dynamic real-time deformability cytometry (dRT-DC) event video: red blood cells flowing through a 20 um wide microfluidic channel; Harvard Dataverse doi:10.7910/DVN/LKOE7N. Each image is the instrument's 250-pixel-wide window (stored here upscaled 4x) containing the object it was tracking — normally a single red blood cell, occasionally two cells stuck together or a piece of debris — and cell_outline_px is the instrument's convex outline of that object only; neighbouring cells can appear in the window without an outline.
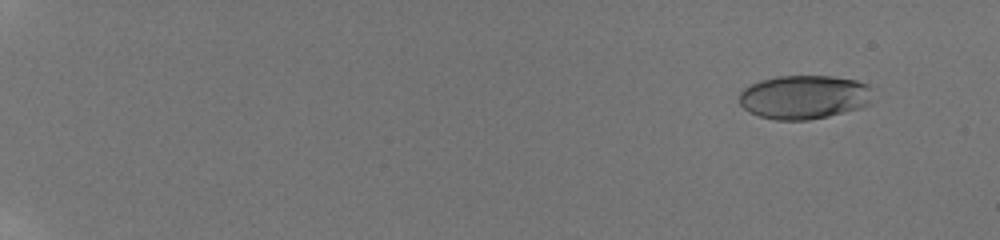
{"species": "human", "species_latin": "Homo sapiens", "temperature_condition": "room temperature", "stored_images_in_passage": 49, "camera_frame_rate_fps": 3000, "um_per_image_px": 0.085, "donor": {"sex": "male"}, "frame": {"image": 1, "passage_image": 6, "time_ms": 2.0, "image_size_px": [1000, 240], "cell_outline_px": [[872, 88], [868, 104], [860, 108], [828, 116], [808, 120], [776, 120], [760, 116], [748, 112], [740, 104], [740, 92], [744, 88], [760, 80], [776, 76], [832, 76], [856, 80], [868, 84]], "centroid_in_image_um": [68.34, 8.25], "position_along_channel_um": 16.7, "area_um2": 34.16}}
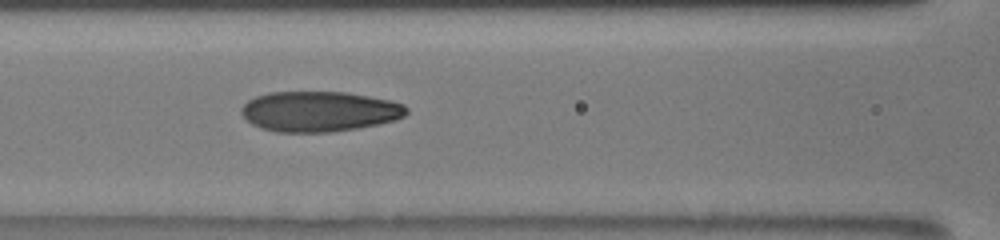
{"frame": {"image": 2, "passage_image": 28, "time_ms": 10.333, "image_size_px": [1000, 240], "cell_outline_px": [[408, 112], [404, 116], [396, 120], [380, 124], [332, 132], [276, 132], [260, 128], [252, 124], [240, 112], [240, 108], [248, 100], [256, 96], [268, 92], [348, 92], [392, 100], [404, 104], [408, 108]], "centroid_in_image_um": [27.16, 9.47], "position_along_channel_um": 139.4, "area_um2": 39.13}}
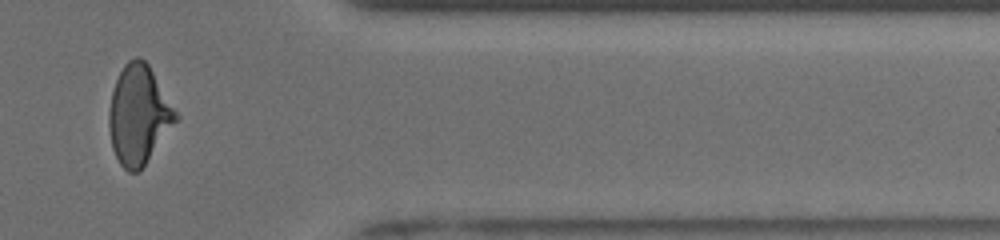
{"frame": {"image": 3, "passage_image": 44, "time_ms": 17.333, "image_size_px": [1000, 240], "cell_outline_px": [[180, 120], [144, 164], [136, 172], [128, 172], [120, 164], [112, 148], [108, 124], [108, 112], [112, 92], [116, 80], [124, 64], [128, 60], [136, 56], [140, 56], [148, 64], [180, 116]], "centroid_in_image_um": [11.8, 9.75], "position_along_channel_um": 399.6, "area_um2": 38.61}, "authors_computed_cell_mechanics": {"area_um2": 37.2232, "velocity_mm_per_s": 3.8823, "shape_relaxation_time_tau1_ms": 3.9672, "shape_relaxation_time_tau2_ms": 1.0052, "deformation_change_tau1": 0.1878, "deformation_change_tau2": 0.071}}